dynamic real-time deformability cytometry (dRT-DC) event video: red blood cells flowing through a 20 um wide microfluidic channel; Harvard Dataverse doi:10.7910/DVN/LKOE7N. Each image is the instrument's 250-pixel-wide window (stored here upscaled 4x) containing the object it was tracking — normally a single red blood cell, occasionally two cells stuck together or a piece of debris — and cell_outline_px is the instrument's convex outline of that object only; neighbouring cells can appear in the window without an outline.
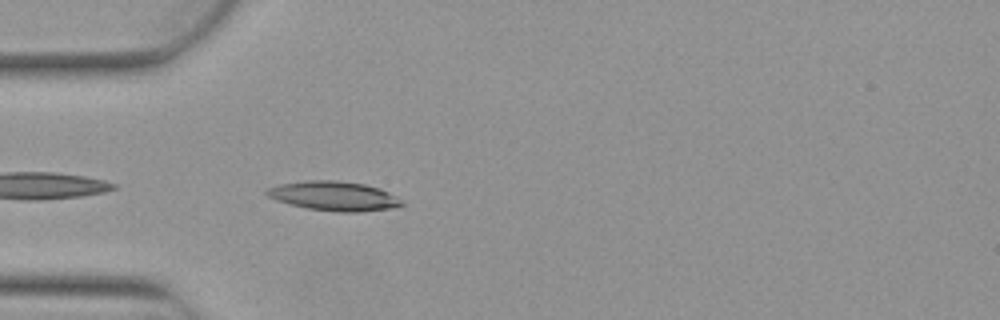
{"species": "Egyptian fruit bat (a non-hibernating species)", "species_latin": "Rousettus aegyptiacus", "temperature_condition": "warm", "stored_images_in_passage": 5, "camera_frame_rate_fps": 3000, "um_per_image_px": 0.085, "animal": {"sex": "female"}, "frame": {"image": 1, "passage_image": 5, "time_ms": 1.333, "image_size_px": [1000, 320], "cell_outline_px": [[404, 204], [392, 208], [356, 212], [340, 212], [308, 208], [276, 200], [268, 196], [264, 192], [268, 188], [280, 184], [308, 180], [336, 180], [364, 184], [380, 188], [388, 192], [400, 200]], "centroid_in_image_um": [28.37, 16.65], "position_along_channel_um": 56.6, "area_um2": 22.77}}